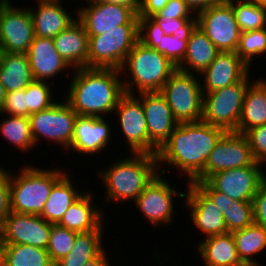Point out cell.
Wrapping results in <instances>:
<instances>
[{
  "label": "cell",
  "instance_id": "cell-34",
  "mask_svg": "<svg viewBox=\"0 0 266 266\" xmlns=\"http://www.w3.org/2000/svg\"><path fill=\"white\" fill-rule=\"evenodd\" d=\"M0 260L6 266H54L47 249L24 244H0Z\"/></svg>",
  "mask_w": 266,
  "mask_h": 266
},
{
  "label": "cell",
  "instance_id": "cell-23",
  "mask_svg": "<svg viewBox=\"0 0 266 266\" xmlns=\"http://www.w3.org/2000/svg\"><path fill=\"white\" fill-rule=\"evenodd\" d=\"M62 1H36V9L28 8L32 16L35 36L53 39L77 20L76 16L71 15V12L68 13L66 7L61 3Z\"/></svg>",
  "mask_w": 266,
  "mask_h": 266
},
{
  "label": "cell",
  "instance_id": "cell-27",
  "mask_svg": "<svg viewBox=\"0 0 266 266\" xmlns=\"http://www.w3.org/2000/svg\"><path fill=\"white\" fill-rule=\"evenodd\" d=\"M196 243L195 249L204 262L202 265L240 266L244 263L236 251V243L230 232L203 238Z\"/></svg>",
  "mask_w": 266,
  "mask_h": 266
},
{
  "label": "cell",
  "instance_id": "cell-43",
  "mask_svg": "<svg viewBox=\"0 0 266 266\" xmlns=\"http://www.w3.org/2000/svg\"><path fill=\"white\" fill-rule=\"evenodd\" d=\"M0 114L27 116L26 88L7 92Z\"/></svg>",
  "mask_w": 266,
  "mask_h": 266
},
{
  "label": "cell",
  "instance_id": "cell-47",
  "mask_svg": "<svg viewBox=\"0 0 266 266\" xmlns=\"http://www.w3.org/2000/svg\"><path fill=\"white\" fill-rule=\"evenodd\" d=\"M170 0H139L138 17L145 22L150 16L158 13Z\"/></svg>",
  "mask_w": 266,
  "mask_h": 266
},
{
  "label": "cell",
  "instance_id": "cell-33",
  "mask_svg": "<svg viewBox=\"0 0 266 266\" xmlns=\"http://www.w3.org/2000/svg\"><path fill=\"white\" fill-rule=\"evenodd\" d=\"M33 81L27 54L5 52L0 66V83L6 92L25 89Z\"/></svg>",
  "mask_w": 266,
  "mask_h": 266
},
{
  "label": "cell",
  "instance_id": "cell-14",
  "mask_svg": "<svg viewBox=\"0 0 266 266\" xmlns=\"http://www.w3.org/2000/svg\"><path fill=\"white\" fill-rule=\"evenodd\" d=\"M34 28L29 9L0 0V44L5 52L27 53L33 42Z\"/></svg>",
  "mask_w": 266,
  "mask_h": 266
},
{
  "label": "cell",
  "instance_id": "cell-25",
  "mask_svg": "<svg viewBox=\"0 0 266 266\" xmlns=\"http://www.w3.org/2000/svg\"><path fill=\"white\" fill-rule=\"evenodd\" d=\"M53 42L72 70L88 67L89 36L78 20L55 36Z\"/></svg>",
  "mask_w": 266,
  "mask_h": 266
},
{
  "label": "cell",
  "instance_id": "cell-26",
  "mask_svg": "<svg viewBox=\"0 0 266 266\" xmlns=\"http://www.w3.org/2000/svg\"><path fill=\"white\" fill-rule=\"evenodd\" d=\"M195 183L222 211L227 232H234L254 223L252 202L238 201L214 190L206 181Z\"/></svg>",
  "mask_w": 266,
  "mask_h": 266
},
{
  "label": "cell",
  "instance_id": "cell-31",
  "mask_svg": "<svg viewBox=\"0 0 266 266\" xmlns=\"http://www.w3.org/2000/svg\"><path fill=\"white\" fill-rule=\"evenodd\" d=\"M66 174L53 186L40 216L51 224H58L67 209L84 193Z\"/></svg>",
  "mask_w": 266,
  "mask_h": 266
},
{
  "label": "cell",
  "instance_id": "cell-19",
  "mask_svg": "<svg viewBox=\"0 0 266 266\" xmlns=\"http://www.w3.org/2000/svg\"><path fill=\"white\" fill-rule=\"evenodd\" d=\"M183 201L190 212L193 226L207 238L227 233V226L222 211L215 203L193 182H188Z\"/></svg>",
  "mask_w": 266,
  "mask_h": 266
},
{
  "label": "cell",
  "instance_id": "cell-18",
  "mask_svg": "<svg viewBox=\"0 0 266 266\" xmlns=\"http://www.w3.org/2000/svg\"><path fill=\"white\" fill-rule=\"evenodd\" d=\"M141 100L149 136V154L157 155L161 146L178 126L171 108L160 92L137 94Z\"/></svg>",
  "mask_w": 266,
  "mask_h": 266
},
{
  "label": "cell",
  "instance_id": "cell-3",
  "mask_svg": "<svg viewBox=\"0 0 266 266\" xmlns=\"http://www.w3.org/2000/svg\"><path fill=\"white\" fill-rule=\"evenodd\" d=\"M108 165L96 172L106 189L104 204L134 201L160 173L157 155L147 153H131Z\"/></svg>",
  "mask_w": 266,
  "mask_h": 266
},
{
  "label": "cell",
  "instance_id": "cell-50",
  "mask_svg": "<svg viewBox=\"0 0 266 266\" xmlns=\"http://www.w3.org/2000/svg\"><path fill=\"white\" fill-rule=\"evenodd\" d=\"M101 2L111 4H122L125 6H138L139 0H100Z\"/></svg>",
  "mask_w": 266,
  "mask_h": 266
},
{
  "label": "cell",
  "instance_id": "cell-5",
  "mask_svg": "<svg viewBox=\"0 0 266 266\" xmlns=\"http://www.w3.org/2000/svg\"><path fill=\"white\" fill-rule=\"evenodd\" d=\"M11 172L12 212L40 215L53 186L66 174L62 168L46 169L33 164Z\"/></svg>",
  "mask_w": 266,
  "mask_h": 266
},
{
  "label": "cell",
  "instance_id": "cell-52",
  "mask_svg": "<svg viewBox=\"0 0 266 266\" xmlns=\"http://www.w3.org/2000/svg\"><path fill=\"white\" fill-rule=\"evenodd\" d=\"M249 1L256 3L260 7L266 8V0H249Z\"/></svg>",
  "mask_w": 266,
  "mask_h": 266
},
{
  "label": "cell",
  "instance_id": "cell-2",
  "mask_svg": "<svg viewBox=\"0 0 266 266\" xmlns=\"http://www.w3.org/2000/svg\"><path fill=\"white\" fill-rule=\"evenodd\" d=\"M72 73L65 100L78 115L106 117L114 113L125 94L120 70L83 67Z\"/></svg>",
  "mask_w": 266,
  "mask_h": 266
},
{
  "label": "cell",
  "instance_id": "cell-28",
  "mask_svg": "<svg viewBox=\"0 0 266 266\" xmlns=\"http://www.w3.org/2000/svg\"><path fill=\"white\" fill-rule=\"evenodd\" d=\"M221 51L196 26L187 41V51L177 69L186 73L201 75Z\"/></svg>",
  "mask_w": 266,
  "mask_h": 266
},
{
  "label": "cell",
  "instance_id": "cell-11",
  "mask_svg": "<svg viewBox=\"0 0 266 266\" xmlns=\"http://www.w3.org/2000/svg\"><path fill=\"white\" fill-rule=\"evenodd\" d=\"M196 17L197 26L221 52H236L241 31L227 0L198 12Z\"/></svg>",
  "mask_w": 266,
  "mask_h": 266
},
{
  "label": "cell",
  "instance_id": "cell-6",
  "mask_svg": "<svg viewBox=\"0 0 266 266\" xmlns=\"http://www.w3.org/2000/svg\"><path fill=\"white\" fill-rule=\"evenodd\" d=\"M251 83L249 73L238 83L213 92H203L201 121L222 128L226 132H236L245 93Z\"/></svg>",
  "mask_w": 266,
  "mask_h": 266
},
{
  "label": "cell",
  "instance_id": "cell-20",
  "mask_svg": "<svg viewBox=\"0 0 266 266\" xmlns=\"http://www.w3.org/2000/svg\"><path fill=\"white\" fill-rule=\"evenodd\" d=\"M105 118L77 115L68 152L71 150L72 153L76 152L79 155L93 156L107 150V145H110L113 136L109 125L111 123Z\"/></svg>",
  "mask_w": 266,
  "mask_h": 266
},
{
  "label": "cell",
  "instance_id": "cell-53",
  "mask_svg": "<svg viewBox=\"0 0 266 266\" xmlns=\"http://www.w3.org/2000/svg\"><path fill=\"white\" fill-rule=\"evenodd\" d=\"M5 51H4V48L3 46L0 44V66H1V63H2V59H3V55H4Z\"/></svg>",
  "mask_w": 266,
  "mask_h": 266
},
{
  "label": "cell",
  "instance_id": "cell-17",
  "mask_svg": "<svg viewBox=\"0 0 266 266\" xmlns=\"http://www.w3.org/2000/svg\"><path fill=\"white\" fill-rule=\"evenodd\" d=\"M120 123L118 127L125 135L124 139L131 153L149 154V136L147 122L141 100L133 94L125 93L114 110Z\"/></svg>",
  "mask_w": 266,
  "mask_h": 266
},
{
  "label": "cell",
  "instance_id": "cell-45",
  "mask_svg": "<svg viewBox=\"0 0 266 266\" xmlns=\"http://www.w3.org/2000/svg\"><path fill=\"white\" fill-rule=\"evenodd\" d=\"M152 16H164V18H170V20L197 19L196 14L184 0H170L163 10Z\"/></svg>",
  "mask_w": 266,
  "mask_h": 266
},
{
  "label": "cell",
  "instance_id": "cell-41",
  "mask_svg": "<svg viewBox=\"0 0 266 266\" xmlns=\"http://www.w3.org/2000/svg\"><path fill=\"white\" fill-rule=\"evenodd\" d=\"M153 30L167 35H191L197 26V19H173L164 16H150L145 21Z\"/></svg>",
  "mask_w": 266,
  "mask_h": 266
},
{
  "label": "cell",
  "instance_id": "cell-9",
  "mask_svg": "<svg viewBox=\"0 0 266 266\" xmlns=\"http://www.w3.org/2000/svg\"><path fill=\"white\" fill-rule=\"evenodd\" d=\"M77 115L65 99L60 102L58 100L46 110L31 114V135L36 148L44 138L67 151L71 145Z\"/></svg>",
  "mask_w": 266,
  "mask_h": 266
},
{
  "label": "cell",
  "instance_id": "cell-32",
  "mask_svg": "<svg viewBox=\"0 0 266 266\" xmlns=\"http://www.w3.org/2000/svg\"><path fill=\"white\" fill-rule=\"evenodd\" d=\"M105 222L97 229L77 233L70 252L57 261L54 266H83L89 260L99 255L104 249L103 235Z\"/></svg>",
  "mask_w": 266,
  "mask_h": 266
},
{
  "label": "cell",
  "instance_id": "cell-40",
  "mask_svg": "<svg viewBox=\"0 0 266 266\" xmlns=\"http://www.w3.org/2000/svg\"><path fill=\"white\" fill-rule=\"evenodd\" d=\"M76 234L77 232L71 231L58 224H52L47 252L53 264L70 252Z\"/></svg>",
  "mask_w": 266,
  "mask_h": 266
},
{
  "label": "cell",
  "instance_id": "cell-13",
  "mask_svg": "<svg viewBox=\"0 0 266 266\" xmlns=\"http://www.w3.org/2000/svg\"><path fill=\"white\" fill-rule=\"evenodd\" d=\"M254 162L245 135L226 132L209 154L204 170L192 182L206 181L220 171L251 166Z\"/></svg>",
  "mask_w": 266,
  "mask_h": 266
},
{
  "label": "cell",
  "instance_id": "cell-35",
  "mask_svg": "<svg viewBox=\"0 0 266 266\" xmlns=\"http://www.w3.org/2000/svg\"><path fill=\"white\" fill-rule=\"evenodd\" d=\"M232 235L236 243V251L242 261L262 266L256 257L265 252L266 230L262 226L253 223L246 228L232 232Z\"/></svg>",
  "mask_w": 266,
  "mask_h": 266
},
{
  "label": "cell",
  "instance_id": "cell-46",
  "mask_svg": "<svg viewBox=\"0 0 266 266\" xmlns=\"http://www.w3.org/2000/svg\"><path fill=\"white\" fill-rule=\"evenodd\" d=\"M254 223L266 230V180L260 185L252 200Z\"/></svg>",
  "mask_w": 266,
  "mask_h": 266
},
{
  "label": "cell",
  "instance_id": "cell-36",
  "mask_svg": "<svg viewBox=\"0 0 266 266\" xmlns=\"http://www.w3.org/2000/svg\"><path fill=\"white\" fill-rule=\"evenodd\" d=\"M4 119L0 122V133L11 145L22 152L35 149L31 135L30 119L27 116L0 114ZM18 147V148H17Z\"/></svg>",
  "mask_w": 266,
  "mask_h": 266
},
{
  "label": "cell",
  "instance_id": "cell-44",
  "mask_svg": "<svg viewBox=\"0 0 266 266\" xmlns=\"http://www.w3.org/2000/svg\"><path fill=\"white\" fill-rule=\"evenodd\" d=\"M10 182V170L0 165V227L12 212Z\"/></svg>",
  "mask_w": 266,
  "mask_h": 266
},
{
  "label": "cell",
  "instance_id": "cell-49",
  "mask_svg": "<svg viewBox=\"0 0 266 266\" xmlns=\"http://www.w3.org/2000/svg\"><path fill=\"white\" fill-rule=\"evenodd\" d=\"M107 251L104 249L99 255L89 260L83 266H112L110 265V258H108Z\"/></svg>",
  "mask_w": 266,
  "mask_h": 266
},
{
  "label": "cell",
  "instance_id": "cell-7",
  "mask_svg": "<svg viewBox=\"0 0 266 266\" xmlns=\"http://www.w3.org/2000/svg\"><path fill=\"white\" fill-rule=\"evenodd\" d=\"M88 68L120 69L139 41L140 25H119L101 35H88Z\"/></svg>",
  "mask_w": 266,
  "mask_h": 266
},
{
  "label": "cell",
  "instance_id": "cell-51",
  "mask_svg": "<svg viewBox=\"0 0 266 266\" xmlns=\"http://www.w3.org/2000/svg\"><path fill=\"white\" fill-rule=\"evenodd\" d=\"M6 90L5 87L0 83V108L2 107L5 97H6Z\"/></svg>",
  "mask_w": 266,
  "mask_h": 266
},
{
  "label": "cell",
  "instance_id": "cell-22",
  "mask_svg": "<svg viewBox=\"0 0 266 266\" xmlns=\"http://www.w3.org/2000/svg\"><path fill=\"white\" fill-rule=\"evenodd\" d=\"M26 54L36 81L54 83V78L71 68L57 52L52 38L35 36Z\"/></svg>",
  "mask_w": 266,
  "mask_h": 266
},
{
  "label": "cell",
  "instance_id": "cell-21",
  "mask_svg": "<svg viewBox=\"0 0 266 266\" xmlns=\"http://www.w3.org/2000/svg\"><path fill=\"white\" fill-rule=\"evenodd\" d=\"M250 70L236 52H220L199 75V78L202 76V92H213L238 83L251 73Z\"/></svg>",
  "mask_w": 266,
  "mask_h": 266
},
{
  "label": "cell",
  "instance_id": "cell-16",
  "mask_svg": "<svg viewBox=\"0 0 266 266\" xmlns=\"http://www.w3.org/2000/svg\"><path fill=\"white\" fill-rule=\"evenodd\" d=\"M52 224L40 215L11 212L0 227V244H24L47 249Z\"/></svg>",
  "mask_w": 266,
  "mask_h": 266
},
{
  "label": "cell",
  "instance_id": "cell-10",
  "mask_svg": "<svg viewBox=\"0 0 266 266\" xmlns=\"http://www.w3.org/2000/svg\"><path fill=\"white\" fill-rule=\"evenodd\" d=\"M162 177L159 173L133 201L139 212L154 228L172 223L173 213L176 212L174 196L185 198L186 193V188L183 193L177 192L175 186L170 184L168 179L165 180V176Z\"/></svg>",
  "mask_w": 266,
  "mask_h": 266
},
{
  "label": "cell",
  "instance_id": "cell-55",
  "mask_svg": "<svg viewBox=\"0 0 266 266\" xmlns=\"http://www.w3.org/2000/svg\"><path fill=\"white\" fill-rule=\"evenodd\" d=\"M98 1H100V0H85V3L89 4V3L98 2Z\"/></svg>",
  "mask_w": 266,
  "mask_h": 266
},
{
  "label": "cell",
  "instance_id": "cell-48",
  "mask_svg": "<svg viewBox=\"0 0 266 266\" xmlns=\"http://www.w3.org/2000/svg\"><path fill=\"white\" fill-rule=\"evenodd\" d=\"M192 11L197 14L213 5L219 4L225 0H184Z\"/></svg>",
  "mask_w": 266,
  "mask_h": 266
},
{
  "label": "cell",
  "instance_id": "cell-39",
  "mask_svg": "<svg viewBox=\"0 0 266 266\" xmlns=\"http://www.w3.org/2000/svg\"><path fill=\"white\" fill-rule=\"evenodd\" d=\"M55 83L34 80L26 87L27 117L31 114L50 108L56 99L53 96Z\"/></svg>",
  "mask_w": 266,
  "mask_h": 266
},
{
  "label": "cell",
  "instance_id": "cell-24",
  "mask_svg": "<svg viewBox=\"0 0 266 266\" xmlns=\"http://www.w3.org/2000/svg\"><path fill=\"white\" fill-rule=\"evenodd\" d=\"M92 195H94L93 190L85 189V192L67 209L58 225L77 233L97 230L106 221V212L95 205L97 203H94L95 198Z\"/></svg>",
  "mask_w": 266,
  "mask_h": 266
},
{
  "label": "cell",
  "instance_id": "cell-54",
  "mask_svg": "<svg viewBox=\"0 0 266 266\" xmlns=\"http://www.w3.org/2000/svg\"><path fill=\"white\" fill-rule=\"evenodd\" d=\"M240 266H258V265H255V264H252V263H243Z\"/></svg>",
  "mask_w": 266,
  "mask_h": 266
},
{
  "label": "cell",
  "instance_id": "cell-4",
  "mask_svg": "<svg viewBox=\"0 0 266 266\" xmlns=\"http://www.w3.org/2000/svg\"><path fill=\"white\" fill-rule=\"evenodd\" d=\"M119 70L125 93L136 95L159 92L177 66L156 49L138 41Z\"/></svg>",
  "mask_w": 266,
  "mask_h": 266
},
{
  "label": "cell",
  "instance_id": "cell-30",
  "mask_svg": "<svg viewBox=\"0 0 266 266\" xmlns=\"http://www.w3.org/2000/svg\"><path fill=\"white\" fill-rule=\"evenodd\" d=\"M190 35H167L153 30L146 22L140 23V37L145 46L156 49L168 58L175 66L184 59L187 51V41Z\"/></svg>",
  "mask_w": 266,
  "mask_h": 266
},
{
  "label": "cell",
  "instance_id": "cell-42",
  "mask_svg": "<svg viewBox=\"0 0 266 266\" xmlns=\"http://www.w3.org/2000/svg\"><path fill=\"white\" fill-rule=\"evenodd\" d=\"M257 163L266 165V124L248 129L244 133Z\"/></svg>",
  "mask_w": 266,
  "mask_h": 266
},
{
  "label": "cell",
  "instance_id": "cell-29",
  "mask_svg": "<svg viewBox=\"0 0 266 266\" xmlns=\"http://www.w3.org/2000/svg\"><path fill=\"white\" fill-rule=\"evenodd\" d=\"M266 124V79L257 78L247 88L237 133Z\"/></svg>",
  "mask_w": 266,
  "mask_h": 266
},
{
  "label": "cell",
  "instance_id": "cell-37",
  "mask_svg": "<svg viewBox=\"0 0 266 266\" xmlns=\"http://www.w3.org/2000/svg\"><path fill=\"white\" fill-rule=\"evenodd\" d=\"M241 32L266 28V8L249 0H227Z\"/></svg>",
  "mask_w": 266,
  "mask_h": 266
},
{
  "label": "cell",
  "instance_id": "cell-15",
  "mask_svg": "<svg viewBox=\"0 0 266 266\" xmlns=\"http://www.w3.org/2000/svg\"><path fill=\"white\" fill-rule=\"evenodd\" d=\"M256 161L251 166L223 170L211 175L206 182L216 191L244 202H252L260 185L265 181L266 172ZM263 169V170H262Z\"/></svg>",
  "mask_w": 266,
  "mask_h": 266
},
{
  "label": "cell",
  "instance_id": "cell-38",
  "mask_svg": "<svg viewBox=\"0 0 266 266\" xmlns=\"http://www.w3.org/2000/svg\"><path fill=\"white\" fill-rule=\"evenodd\" d=\"M236 54L251 69L255 57L266 55V28L241 32Z\"/></svg>",
  "mask_w": 266,
  "mask_h": 266
},
{
  "label": "cell",
  "instance_id": "cell-8",
  "mask_svg": "<svg viewBox=\"0 0 266 266\" xmlns=\"http://www.w3.org/2000/svg\"><path fill=\"white\" fill-rule=\"evenodd\" d=\"M200 80L198 75L177 69L159 91L178 123L201 121L203 92Z\"/></svg>",
  "mask_w": 266,
  "mask_h": 266
},
{
  "label": "cell",
  "instance_id": "cell-12",
  "mask_svg": "<svg viewBox=\"0 0 266 266\" xmlns=\"http://www.w3.org/2000/svg\"><path fill=\"white\" fill-rule=\"evenodd\" d=\"M77 20L88 35H101L119 25H140L138 6L93 2L77 8Z\"/></svg>",
  "mask_w": 266,
  "mask_h": 266
},
{
  "label": "cell",
  "instance_id": "cell-1",
  "mask_svg": "<svg viewBox=\"0 0 266 266\" xmlns=\"http://www.w3.org/2000/svg\"><path fill=\"white\" fill-rule=\"evenodd\" d=\"M225 133L224 129L203 121L178 123L158 150L160 174L164 175L174 167L187 176V182H192L204 170L209 154ZM165 163L167 168H161Z\"/></svg>",
  "mask_w": 266,
  "mask_h": 266
},
{
  "label": "cell",
  "instance_id": "cell-56",
  "mask_svg": "<svg viewBox=\"0 0 266 266\" xmlns=\"http://www.w3.org/2000/svg\"><path fill=\"white\" fill-rule=\"evenodd\" d=\"M0 266H6L2 260H0Z\"/></svg>",
  "mask_w": 266,
  "mask_h": 266
}]
</instances>
